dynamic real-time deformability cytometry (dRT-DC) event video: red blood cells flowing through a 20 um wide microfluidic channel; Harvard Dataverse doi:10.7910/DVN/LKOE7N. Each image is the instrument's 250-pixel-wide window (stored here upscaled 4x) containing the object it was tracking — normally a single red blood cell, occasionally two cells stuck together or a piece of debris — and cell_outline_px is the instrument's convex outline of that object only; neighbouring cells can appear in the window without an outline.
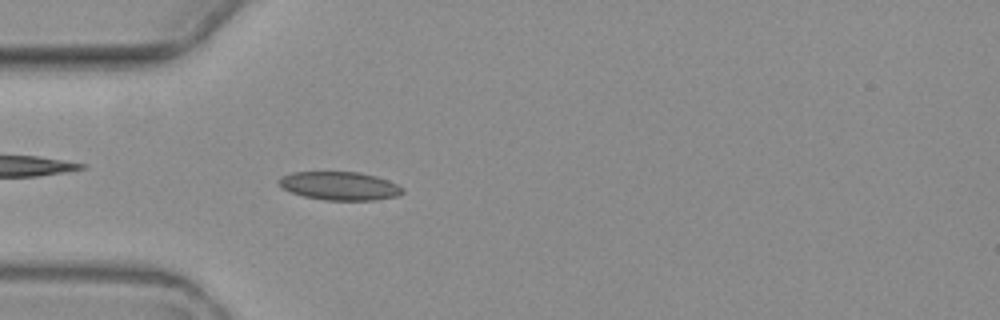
{"species": "common noctule bat (a hibernating species)", "species_latin": "Nyctalus noctula", "temperature_condition": "warm", "stored_images_in_passage": 2, "camera_frame_rate_fps": 3000, "um_per_image_px": 0.085, "animal": {"sex": "female", "body_mass_g": 19.3, "forearm_length_mm": 54.1}, "frame": {"image": 1, "passage_image": 2, "time_ms": 2.0, "image_size_px": [1000, 320], "cell_outline_px": [[404, 192], [396, 196], [372, 200], [324, 200], [304, 196], [292, 192], [284, 188], [276, 180], [280, 176], [292, 172], [360, 172], [376, 176], [388, 180], [404, 188]], "centroid_in_image_um": [28.86, 15.79], "position_along_channel_um": 56.1, "area_um2": 20.4}}